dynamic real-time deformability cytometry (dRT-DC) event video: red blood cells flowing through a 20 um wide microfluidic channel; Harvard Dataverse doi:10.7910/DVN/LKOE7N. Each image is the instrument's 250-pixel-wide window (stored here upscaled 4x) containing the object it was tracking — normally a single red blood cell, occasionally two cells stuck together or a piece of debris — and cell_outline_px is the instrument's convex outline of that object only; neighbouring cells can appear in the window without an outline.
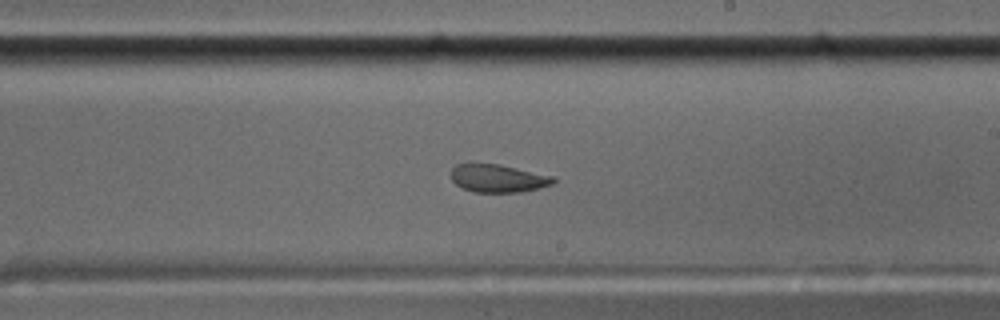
{"species": "common noctule bat (a hibernating species)", "species_latin": "Nyctalus noctula", "temperature_condition": "cold", "stored_images_in_passage": 58, "segment_of_instrument_passage": [1, 2], "camera_frame_rate_fps": 3000, "um_per_image_px": 0.085, "animal": {"sex": "male", "body_mass_g": 17.5, "forearm_length_mm": 52.3}, "frame": {"image": 1, "passage_image": 34, "time_ms": 11.0, "image_size_px": [1000, 320], "cell_outline_px": [[556, 180], [552, 184], [540, 188], [520, 192], [472, 192], [456, 184], [452, 180], [452, 168], [456, 164], [472, 160], [500, 164], [552, 176]], "centroid_in_image_um": [42.27, 15.11], "position_along_channel_um": 246.7, "area_um2": 17.11}}